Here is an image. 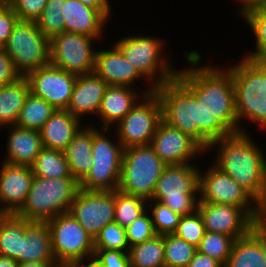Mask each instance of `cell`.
Returning <instances> with one entry per match:
<instances>
[{
  "instance_id": "obj_1",
  "label": "cell",
  "mask_w": 266,
  "mask_h": 267,
  "mask_svg": "<svg viewBox=\"0 0 266 267\" xmlns=\"http://www.w3.org/2000/svg\"><path fill=\"white\" fill-rule=\"evenodd\" d=\"M202 56L194 49L185 51L183 57L187 64L182 69L178 66L180 69L176 79L207 111L219 117L234 133H238L232 74L223 63H204Z\"/></svg>"
},
{
  "instance_id": "obj_2",
  "label": "cell",
  "mask_w": 266,
  "mask_h": 267,
  "mask_svg": "<svg viewBox=\"0 0 266 267\" xmlns=\"http://www.w3.org/2000/svg\"><path fill=\"white\" fill-rule=\"evenodd\" d=\"M162 106V120L194 139L205 151L211 143L234 132L176 79L156 87Z\"/></svg>"
},
{
  "instance_id": "obj_3",
  "label": "cell",
  "mask_w": 266,
  "mask_h": 267,
  "mask_svg": "<svg viewBox=\"0 0 266 267\" xmlns=\"http://www.w3.org/2000/svg\"><path fill=\"white\" fill-rule=\"evenodd\" d=\"M252 136L250 132H238L222 137L213 141L206 153L215 152L213 159L210 158L212 162L263 206L266 202V155L261 143L258 145Z\"/></svg>"
},
{
  "instance_id": "obj_4",
  "label": "cell",
  "mask_w": 266,
  "mask_h": 267,
  "mask_svg": "<svg viewBox=\"0 0 266 267\" xmlns=\"http://www.w3.org/2000/svg\"><path fill=\"white\" fill-rule=\"evenodd\" d=\"M240 57L234 64H225L232 74L239 132L250 131L246 129L249 121L266 134V62Z\"/></svg>"
},
{
  "instance_id": "obj_5",
  "label": "cell",
  "mask_w": 266,
  "mask_h": 267,
  "mask_svg": "<svg viewBox=\"0 0 266 267\" xmlns=\"http://www.w3.org/2000/svg\"><path fill=\"white\" fill-rule=\"evenodd\" d=\"M146 35V36H145ZM167 38L141 32L122 35L112 43L123 56L156 88L174 78L178 69L173 66L169 49L165 46ZM168 49V50H167ZM167 50V51H166Z\"/></svg>"
},
{
  "instance_id": "obj_6",
  "label": "cell",
  "mask_w": 266,
  "mask_h": 267,
  "mask_svg": "<svg viewBox=\"0 0 266 267\" xmlns=\"http://www.w3.org/2000/svg\"><path fill=\"white\" fill-rule=\"evenodd\" d=\"M79 189V182L75 178L34 176L27 199L16 215L31 222H47L61 213L69 212Z\"/></svg>"
},
{
  "instance_id": "obj_7",
  "label": "cell",
  "mask_w": 266,
  "mask_h": 267,
  "mask_svg": "<svg viewBox=\"0 0 266 267\" xmlns=\"http://www.w3.org/2000/svg\"><path fill=\"white\" fill-rule=\"evenodd\" d=\"M92 124V167L79 182V188L87 191L118 190L124 147L112 128H98Z\"/></svg>"
},
{
  "instance_id": "obj_8",
  "label": "cell",
  "mask_w": 266,
  "mask_h": 267,
  "mask_svg": "<svg viewBox=\"0 0 266 267\" xmlns=\"http://www.w3.org/2000/svg\"><path fill=\"white\" fill-rule=\"evenodd\" d=\"M199 164L166 165L159 177L151 200L161 202L180 216L198 210Z\"/></svg>"
},
{
  "instance_id": "obj_9",
  "label": "cell",
  "mask_w": 266,
  "mask_h": 267,
  "mask_svg": "<svg viewBox=\"0 0 266 267\" xmlns=\"http://www.w3.org/2000/svg\"><path fill=\"white\" fill-rule=\"evenodd\" d=\"M165 166L150 145L124 149L118 190L151 200Z\"/></svg>"
},
{
  "instance_id": "obj_10",
  "label": "cell",
  "mask_w": 266,
  "mask_h": 267,
  "mask_svg": "<svg viewBox=\"0 0 266 267\" xmlns=\"http://www.w3.org/2000/svg\"><path fill=\"white\" fill-rule=\"evenodd\" d=\"M22 76L50 64V40L35 21H17L2 47Z\"/></svg>"
},
{
  "instance_id": "obj_11",
  "label": "cell",
  "mask_w": 266,
  "mask_h": 267,
  "mask_svg": "<svg viewBox=\"0 0 266 267\" xmlns=\"http://www.w3.org/2000/svg\"><path fill=\"white\" fill-rule=\"evenodd\" d=\"M205 166H200L199 202L239 206L254 220L261 218L262 206L241 185L213 162Z\"/></svg>"
},
{
  "instance_id": "obj_12",
  "label": "cell",
  "mask_w": 266,
  "mask_h": 267,
  "mask_svg": "<svg viewBox=\"0 0 266 267\" xmlns=\"http://www.w3.org/2000/svg\"><path fill=\"white\" fill-rule=\"evenodd\" d=\"M103 40L70 32L54 36L50 40V64L76 75L93 73L98 49L95 45Z\"/></svg>"
},
{
  "instance_id": "obj_13",
  "label": "cell",
  "mask_w": 266,
  "mask_h": 267,
  "mask_svg": "<svg viewBox=\"0 0 266 267\" xmlns=\"http://www.w3.org/2000/svg\"><path fill=\"white\" fill-rule=\"evenodd\" d=\"M161 120L162 106L154 92L144 95L113 130L124 149L150 145Z\"/></svg>"
},
{
  "instance_id": "obj_14",
  "label": "cell",
  "mask_w": 266,
  "mask_h": 267,
  "mask_svg": "<svg viewBox=\"0 0 266 267\" xmlns=\"http://www.w3.org/2000/svg\"><path fill=\"white\" fill-rule=\"evenodd\" d=\"M52 251L58 264H75L94 255V239L69 212L47 221Z\"/></svg>"
},
{
  "instance_id": "obj_15",
  "label": "cell",
  "mask_w": 266,
  "mask_h": 267,
  "mask_svg": "<svg viewBox=\"0 0 266 267\" xmlns=\"http://www.w3.org/2000/svg\"><path fill=\"white\" fill-rule=\"evenodd\" d=\"M69 213L95 239L98 233L115 218V191L79 189Z\"/></svg>"
},
{
  "instance_id": "obj_16",
  "label": "cell",
  "mask_w": 266,
  "mask_h": 267,
  "mask_svg": "<svg viewBox=\"0 0 266 267\" xmlns=\"http://www.w3.org/2000/svg\"><path fill=\"white\" fill-rule=\"evenodd\" d=\"M150 146L166 165L195 164L198 159L203 161L200 156L205 155L204 159L209 156L194 139L163 120L159 122Z\"/></svg>"
},
{
  "instance_id": "obj_17",
  "label": "cell",
  "mask_w": 266,
  "mask_h": 267,
  "mask_svg": "<svg viewBox=\"0 0 266 267\" xmlns=\"http://www.w3.org/2000/svg\"><path fill=\"white\" fill-rule=\"evenodd\" d=\"M25 77L32 94L44 99L56 110H67L77 78L76 74L48 64L30 71Z\"/></svg>"
},
{
  "instance_id": "obj_18",
  "label": "cell",
  "mask_w": 266,
  "mask_h": 267,
  "mask_svg": "<svg viewBox=\"0 0 266 267\" xmlns=\"http://www.w3.org/2000/svg\"><path fill=\"white\" fill-rule=\"evenodd\" d=\"M101 45L98 46L100 48L96 52L94 73L101 77L108 86H128L138 89L137 82L143 81V86L147 83V95L155 92L156 88L123 56L113 43L109 44L108 49L105 46L102 48Z\"/></svg>"
},
{
  "instance_id": "obj_19",
  "label": "cell",
  "mask_w": 266,
  "mask_h": 267,
  "mask_svg": "<svg viewBox=\"0 0 266 267\" xmlns=\"http://www.w3.org/2000/svg\"><path fill=\"white\" fill-rule=\"evenodd\" d=\"M205 230L233 237L235 240L246 236L254 219L239 206L198 202Z\"/></svg>"
},
{
  "instance_id": "obj_20",
  "label": "cell",
  "mask_w": 266,
  "mask_h": 267,
  "mask_svg": "<svg viewBox=\"0 0 266 267\" xmlns=\"http://www.w3.org/2000/svg\"><path fill=\"white\" fill-rule=\"evenodd\" d=\"M0 164V214H16L27 199L34 174L28 165Z\"/></svg>"
},
{
  "instance_id": "obj_21",
  "label": "cell",
  "mask_w": 266,
  "mask_h": 267,
  "mask_svg": "<svg viewBox=\"0 0 266 267\" xmlns=\"http://www.w3.org/2000/svg\"><path fill=\"white\" fill-rule=\"evenodd\" d=\"M107 87L108 84L94 72L77 75L67 110L82 123L84 119L92 123L90 118L96 120Z\"/></svg>"
},
{
  "instance_id": "obj_22",
  "label": "cell",
  "mask_w": 266,
  "mask_h": 267,
  "mask_svg": "<svg viewBox=\"0 0 266 267\" xmlns=\"http://www.w3.org/2000/svg\"><path fill=\"white\" fill-rule=\"evenodd\" d=\"M141 89L140 87L136 89L128 86H108L96 117L101 121L98 127L111 129L118 124L137 102L147 95V86Z\"/></svg>"
},
{
  "instance_id": "obj_23",
  "label": "cell",
  "mask_w": 266,
  "mask_h": 267,
  "mask_svg": "<svg viewBox=\"0 0 266 267\" xmlns=\"http://www.w3.org/2000/svg\"><path fill=\"white\" fill-rule=\"evenodd\" d=\"M6 129V134H4V136L6 135L5 156L1 161L30 166L43 148L40 132L21 128L16 124L6 126L0 130Z\"/></svg>"
},
{
  "instance_id": "obj_24",
  "label": "cell",
  "mask_w": 266,
  "mask_h": 267,
  "mask_svg": "<svg viewBox=\"0 0 266 267\" xmlns=\"http://www.w3.org/2000/svg\"><path fill=\"white\" fill-rule=\"evenodd\" d=\"M65 32L81 33L91 37L105 38L109 20L97 9L88 7L79 0H63Z\"/></svg>"
},
{
  "instance_id": "obj_25",
  "label": "cell",
  "mask_w": 266,
  "mask_h": 267,
  "mask_svg": "<svg viewBox=\"0 0 266 267\" xmlns=\"http://www.w3.org/2000/svg\"><path fill=\"white\" fill-rule=\"evenodd\" d=\"M82 124L68 110H56L39 130L43 147L63 152Z\"/></svg>"
},
{
  "instance_id": "obj_26",
  "label": "cell",
  "mask_w": 266,
  "mask_h": 267,
  "mask_svg": "<svg viewBox=\"0 0 266 267\" xmlns=\"http://www.w3.org/2000/svg\"><path fill=\"white\" fill-rule=\"evenodd\" d=\"M83 124L63 151L70 173L80 182L92 167L93 124ZM88 124V125H87Z\"/></svg>"
},
{
  "instance_id": "obj_27",
  "label": "cell",
  "mask_w": 266,
  "mask_h": 267,
  "mask_svg": "<svg viewBox=\"0 0 266 267\" xmlns=\"http://www.w3.org/2000/svg\"><path fill=\"white\" fill-rule=\"evenodd\" d=\"M28 261H56L47 222H32L22 239V263Z\"/></svg>"
},
{
  "instance_id": "obj_28",
  "label": "cell",
  "mask_w": 266,
  "mask_h": 267,
  "mask_svg": "<svg viewBox=\"0 0 266 267\" xmlns=\"http://www.w3.org/2000/svg\"><path fill=\"white\" fill-rule=\"evenodd\" d=\"M31 221L16 214H0V255L22 263V239Z\"/></svg>"
},
{
  "instance_id": "obj_29",
  "label": "cell",
  "mask_w": 266,
  "mask_h": 267,
  "mask_svg": "<svg viewBox=\"0 0 266 267\" xmlns=\"http://www.w3.org/2000/svg\"><path fill=\"white\" fill-rule=\"evenodd\" d=\"M30 85L25 76L0 87V129L16 124Z\"/></svg>"
},
{
  "instance_id": "obj_30",
  "label": "cell",
  "mask_w": 266,
  "mask_h": 267,
  "mask_svg": "<svg viewBox=\"0 0 266 267\" xmlns=\"http://www.w3.org/2000/svg\"><path fill=\"white\" fill-rule=\"evenodd\" d=\"M224 267H266L259 241L250 232L236 239Z\"/></svg>"
},
{
  "instance_id": "obj_31",
  "label": "cell",
  "mask_w": 266,
  "mask_h": 267,
  "mask_svg": "<svg viewBox=\"0 0 266 267\" xmlns=\"http://www.w3.org/2000/svg\"><path fill=\"white\" fill-rule=\"evenodd\" d=\"M30 167L34 176L41 178H74L64 153L59 150L43 147Z\"/></svg>"
},
{
  "instance_id": "obj_32",
  "label": "cell",
  "mask_w": 266,
  "mask_h": 267,
  "mask_svg": "<svg viewBox=\"0 0 266 267\" xmlns=\"http://www.w3.org/2000/svg\"><path fill=\"white\" fill-rule=\"evenodd\" d=\"M241 19L252 32V43H255L253 50L247 49L242 57L250 61L266 62V6L245 13Z\"/></svg>"
},
{
  "instance_id": "obj_33",
  "label": "cell",
  "mask_w": 266,
  "mask_h": 267,
  "mask_svg": "<svg viewBox=\"0 0 266 267\" xmlns=\"http://www.w3.org/2000/svg\"><path fill=\"white\" fill-rule=\"evenodd\" d=\"M128 256L130 267H165L164 235L131 246Z\"/></svg>"
},
{
  "instance_id": "obj_34",
  "label": "cell",
  "mask_w": 266,
  "mask_h": 267,
  "mask_svg": "<svg viewBox=\"0 0 266 267\" xmlns=\"http://www.w3.org/2000/svg\"><path fill=\"white\" fill-rule=\"evenodd\" d=\"M55 111L52 105L30 92L20 110L16 125L39 131Z\"/></svg>"
},
{
  "instance_id": "obj_35",
  "label": "cell",
  "mask_w": 266,
  "mask_h": 267,
  "mask_svg": "<svg viewBox=\"0 0 266 267\" xmlns=\"http://www.w3.org/2000/svg\"><path fill=\"white\" fill-rule=\"evenodd\" d=\"M147 200L115 190L114 222L126 228L147 210Z\"/></svg>"
},
{
  "instance_id": "obj_36",
  "label": "cell",
  "mask_w": 266,
  "mask_h": 267,
  "mask_svg": "<svg viewBox=\"0 0 266 267\" xmlns=\"http://www.w3.org/2000/svg\"><path fill=\"white\" fill-rule=\"evenodd\" d=\"M197 247L175 234H164L165 267H186L193 259Z\"/></svg>"
},
{
  "instance_id": "obj_37",
  "label": "cell",
  "mask_w": 266,
  "mask_h": 267,
  "mask_svg": "<svg viewBox=\"0 0 266 267\" xmlns=\"http://www.w3.org/2000/svg\"><path fill=\"white\" fill-rule=\"evenodd\" d=\"M62 12L63 0H47L41 16L36 21L38 29L49 40L65 32V20Z\"/></svg>"
},
{
  "instance_id": "obj_38",
  "label": "cell",
  "mask_w": 266,
  "mask_h": 267,
  "mask_svg": "<svg viewBox=\"0 0 266 267\" xmlns=\"http://www.w3.org/2000/svg\"><path fill=\"white\" fill-rule=\"evenodd\" d=\"M234 242L235 239L231 236L206 231L197 247V251L209 255L225 265L231 254Z\"/></svg>"
},
{
  "instance_id": "obj_39",
  "label": "cell",
  "mask_w": 266,
  "mask_h": 267,
  "mask_svg": "<svg viewBox=\"0 0 266 267\" xmlns=\"http://www.w3.org/2000/svg\"><path fill=\"white\" fill-rule=\"evenodd\" d=\"M147 210L150 212L156 234H173L178 227L181 216L155 200H148Z\"/></svg>"
},
{
  "instance_id": "obj_40",
  "label": "cell",
  "mask_w": 266,
  "mask_h": 267,
  "mask_svg": "<svg viewBox=\"0 0 266 267\" xmlns=\"http://www.w3.org/2000/svg\"><path fill=\"white\" fill-rule=\"evenodd\" d=\"M126 229L116 222L107 224L94 239V249L128 252Z\"/></svg>"
},
{
  "instance_id": "obj_41",
  "label": "cell",
  "mask_w": 266,
  "mask_h": 267,
  "mask_svg": "<svg viewBox=\"0 0 266 267\" xmlns=\"http://www.w3.org/2000/svg\"><path fill=\"white\" fill-rule=\"evenodd\" d=\"M205 232L203 218L197 210L191 215L181 216L177 230L173 234L198 247Z\"/></svg>"
},
{
  "instance_id": "obj_42",
  "label": "cell",
  "mask_w": 266,
  "mask_h": 267,
  "mask_svg": "<svg viewBox=\"0 0 266 267\" xmlns=\"http://www.w3.org/2000/svg\"><path fill=\"white\" fill-rule=\"evenodd\" d=\"M125 229L129 247L143 243L157 235L148 210L141 214Z\"/></svg>"
},
{
  "instance_id": "obj_43",
  "label": "cell",
  "mask_w": 266,
  "mask_h": 267,
  "mask_svg": "<svg viewBox=\"0 0 266 267\" xmlns=\"http://www.w3.org/2000/svg\"><path fill=\"white\" fill-rule=\"evenodd\" d=\"M47 0H10V6L19 21H37L41 16Z\"/></svg>"
},
{
  "instance_id": "obj_44",
  "label": "cell",
  "mask_w": 266,
  "mask_h": 267,
  "mask_svg": "<svg viewBox=\"0 0 266 267\" xmlns=\"http://www.w3.org/2000/svg\"><path fill=\"white\" fill-rule=\"evenodd\" d=\"M94 255L103 267H130L128 252L94 249Z\"/></svg>"
},
{
  "instance_id": "obj_45",
  "label": "cell",
  "mask_w": 266,
  "mask_h": 267,
  "mask_svg": "<svg viewBox=\"0 0 266 267\" xmlns=\"http://www.w3.org/2000/svg\"><path fill=\"white\" fill-rule=\"evenodd\" d=\"M22 75L15 68L12 58L0 47V87L18 80Z\"/></svg>"
},
{
  "instance_id": "obj_46",
  "label": "cell",
  "mask_w": 266,
  "mask_h": 267,
  "mask_svg": "<svg viewBox=\"0 0 266 267\" xmlns=\"http://www.w3.org/2000/svg\"><path fill=\"white\" fill-rule=\"evenodd\" d=\"M17 21L18 17L10 5L0 8V47L7 43Z\"/></svg>"
},
{
  "instance_id": "obj_47",
  "label": "cell",
  "mask_w": 266,
  "mask_h": 267,
  "mask_svg": "<svg viewBox=\"0 0 266 267\" xmlns=\"http://www.w3.org/2000/svg\"><path fill=\"white\" fill-rule=\"evenodd\" d=\"M250 233L259 241L266 262V222L262 218L254 220L250 227Z\"/></svg>"
},
{
  "instance_id": "obj_48",
  "label": "cell",
  "mask_w": 266,
  "mask_h": 267,
  "mask_svg": "<svg viewBox=\"0 0 266 267\" xmlns=\"http://www.w3.org/2000/svg\"><path fill=\"white\" fill-rule=\"evenodd\" d=\"M186 267H224V265L209 255L197 251Z\"/></svg>"
},
{
  "instance_id": "obj_49",
  "label": "cell",
  "mask_w": 266,
  "mask_h": 267,
  "mask_svg": "<svg viewBox=\"0 0 266 267\" xmlns=\"http://www.w3.org/2000/svg\"><path fill=\"white\" fill-rule=\"evenodd\" d=\"M235 1V3H239L237 9L235 10V14L237 15L238 19L239 17H242L245 13L259 8L266 6V0H231ZM239 15V16H238Z\"/></svg>"
},
{
  "instance_id": "obj_50",
  "label": "cell",
  "mask_w": 266,
  "mask_h": 267,
  "mask_svg": "<svg viewBox=\"0 0 266 267\" xmlns=\"http://www.w3.org/2000/svg\"><path fill=\"white\" fill-rule=\"evenodd\" d=\"M81 3L88 7H93L99 10L108 20L114 15H112L113 9L110 0H79Z\"/></svg>"
},
{
  "instance_id": "obj_51",
  "label": "cell",
  "mask_w": 266,
  "mask_h": 267,
  "mask_svg": "<svg viewBox=\"0 0 266 267\" xmlns=\"http://www.w3.org/2000/svg\"><path fill=\"white\" fill-rule=\"evenodd\" d=\"M75 265L77 267H103L102 263L95 255H91L89 257H85L84 259L78 260Z\"/></svg>"
},
{
  "instance_id": "obj_52",
  "label": "cell",
  "mask_w": 266,
  "mask_h": 267,
  "mask_svg": "<svg viewBox=\"0 0 266 267\" xmlns=\"http://www.w3.org/2000/svg\"><path fill=\"white\" fill-rule=\"evenodd\" d=\"M56 261H28L19 264L18 267H56Z\"/></svg>"
},
{
  "instance_id": "obj_53",
  "label": "cell",
  "mask_w": 266,
  "mask_h": 267,
  "mask_svg": "<svg viewBox=\"0 0 266 267\" xmlns=\"http://www.w3.org/2000/svg\"><path fill=\"white\" fill-rule=\"evenodd\" d=\"M18 266L19 264L16 259L0 255V267H18Z\"/></svg>"
},
{
  "instance_id": "obj_54",
  "label": "cell",
  "mask_w": 266,
  "mask_h": 267,
  "mask_svg": "<svg viewBox=\"0 0 266 267\" xmlns=\"http://www.w3.org/2000/svg\"><path fill=\"white\" fill-rule=\"evenodd\" d=\"M10 5V0H0V8Z\"/></svg>"
},
{
  "instance_id": "obj_55",
  "label": "cell",
  "mask_w": 266,
  "mask_h": 267,
  "mask_svg": "<svg viewBox=\"0 0 266 267\" xmlns=\"http://www.w3.org/2000/svg\"><path fill=\"white\" fill-rule=\"evenodd\" d=\"M56 267H77L75 264H57Z\"/></svg>"
},
{
  "instance_id": "obj_56",
  "label": "cell",
  "mask_w": 266,
  "mask_h": 267,
  "mask_svg": "<svg viewBox=\"0 0 266 267\" xmlns=\"http://www.w3.org/2000/svg\"><path fill=\"white\" fill-rule=\"evenodd\" d=\"M261 218L266 222V209H262V216Z\"/></svg>"
},
{
  "instance_id": "obj_57",
  "label": "cell",
  "mask_w": 266,
  "mask_h": 267,
  "mask_svg": "<svg viewBox=\"0 0 266 267\" xmlns=\"http://www.w3.org/2000/svg\"><path fill=\"white\" fill-rule=\"evenodd\" d=\"M262 209H266V202H265V204L262 206Z\"/></svg>"
}]
</instances>
